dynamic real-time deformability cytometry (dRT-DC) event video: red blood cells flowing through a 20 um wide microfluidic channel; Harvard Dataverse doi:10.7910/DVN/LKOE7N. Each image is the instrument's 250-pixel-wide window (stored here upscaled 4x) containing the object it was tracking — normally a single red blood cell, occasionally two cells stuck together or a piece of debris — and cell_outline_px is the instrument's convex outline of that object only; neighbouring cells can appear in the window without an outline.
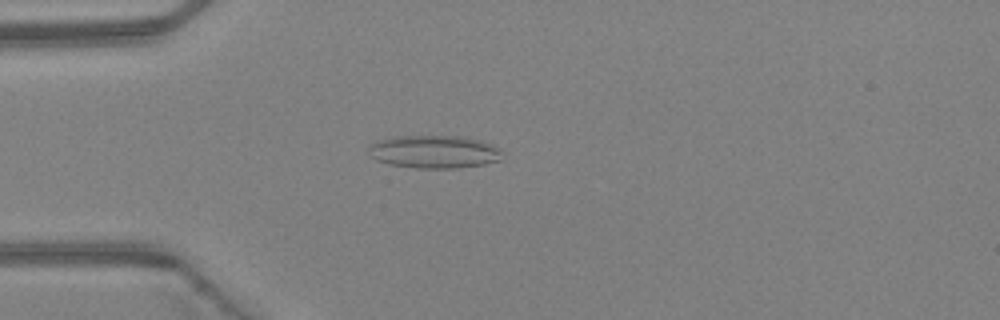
{"species": "Egyptian fruit bat (a non-hibernating species)", "species_latin": "Rousettus aegyptiacus", "temperature_condition": "warm", "stored_images_in_passage": 1, "camera_frame_rate_fps": 3000, "um_per_image_px": 0.085, "animal": {"sex": "female"}, "frame": {"image": 1, "passage_image": 1, "time_ms": 0.0, "image_size_px": [1000, 320], "cell_outline_px": [[500, 160], [484, 164], [456, 168], [416, 168], [388, 164], [376, 160], [368, 156], [368, 144], [376, 140], [392, 136], [464, 136], [480, 140], [492, 144], [500, 148]], "centroid_in_image_um": [36.83, 12.89], "position_along_channel_um": 48.2, "area_um2": 26.01}}